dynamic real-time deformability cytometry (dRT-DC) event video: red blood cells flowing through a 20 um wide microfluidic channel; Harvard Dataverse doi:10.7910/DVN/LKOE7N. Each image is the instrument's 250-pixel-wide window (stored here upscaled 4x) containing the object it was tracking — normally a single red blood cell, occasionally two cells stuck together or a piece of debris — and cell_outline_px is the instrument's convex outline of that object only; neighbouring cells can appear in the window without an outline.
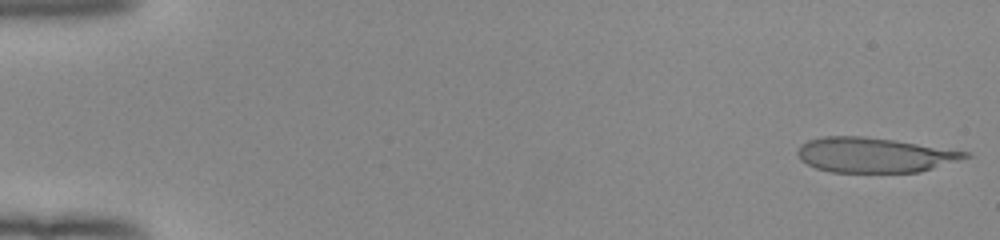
{"species": "human", "species_latin": "Homo sapiens", "temperature_condition": "room temperature", "stored_images_in_passage": 51, "camera_frame_rate_fps": 3000, "um_per_image_px": 0.085, "donor": {"sex": "female"}, "frame": {"image": 1, "passage_image": 1, "time_ms": 0.0, "image_size_px": [1000, 240], "cell_outline_px": [[972, 156], [960, 160], [920, 172], [828, 172], [816, 168], [800, 160], [796, 152], [800, 144], [808, 140], [824, 136], [864, 136], [896, 140], [972, 152]], "centroid_in_image_um": [74.33, 13.17], "position_along_channel_um": 10.7, "area_um2": 34.39}}
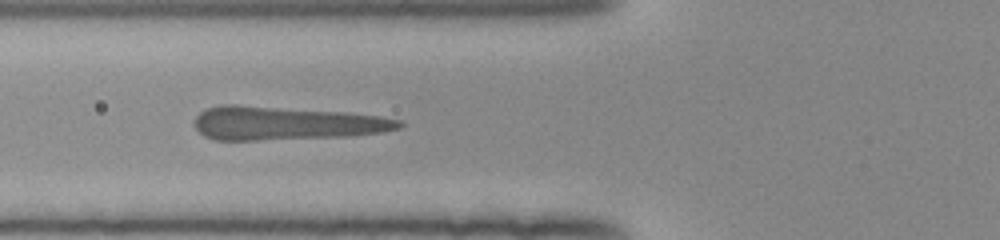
{"frame": {"image": 2, "passage_image": 20, "time_ms": 6.333, "image_size_px": [1000, 240], "cell_outline_px": [[404, 124], [400, 128], [384, 132], [348, 136], [256, 140], [216, 140], [204, 136], [192, 124], [192, 120], [200, 112], [208, 108], [220, 104], [236, 104], [344, 112], [380, 116], [400, 120]], "centroid_in_image_um": [24.26, 10.47], "position_along_channel_um": 101.5, "area_um2": 40.17}}
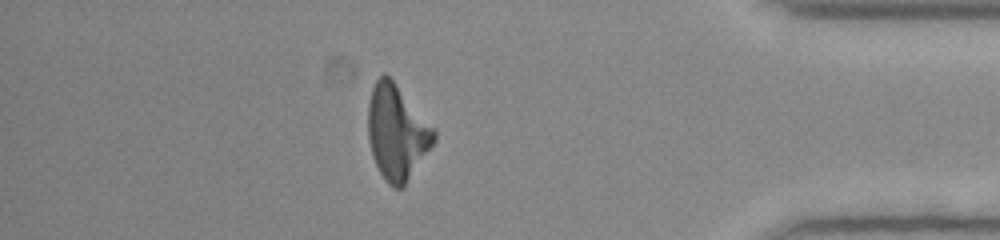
{"frame": {"image": 3, "passage_image": 45, "time_ms": 14.667, "image_size_px": [1000, 240], "cell_outline_px": [[436, 140], [404, 184], [400, 188], [392, 188], [384, 180], [372, 156], [368, 140], [368, 104], [372, 88], [376, 80], [384, 72], [392, 80], [436, 128]], "centroid_in_image_um": [33.73, 11.24], "position_along_channel_um": 401.5, "area_um2": 36.13}}